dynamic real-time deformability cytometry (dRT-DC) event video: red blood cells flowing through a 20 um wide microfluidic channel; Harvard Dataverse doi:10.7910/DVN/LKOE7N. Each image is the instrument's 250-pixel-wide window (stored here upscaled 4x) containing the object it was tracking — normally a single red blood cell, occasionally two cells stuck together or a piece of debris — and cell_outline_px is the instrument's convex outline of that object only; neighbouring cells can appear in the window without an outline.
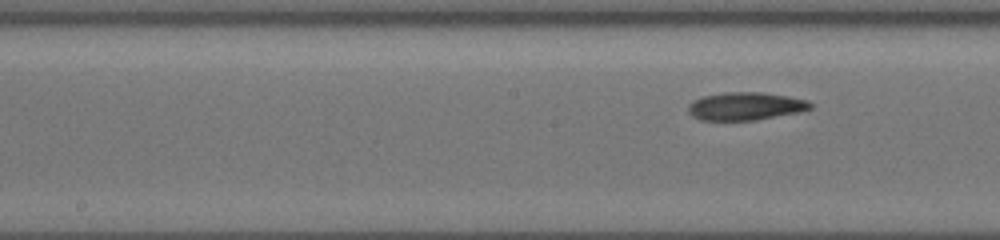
{"species": "common noctule bat (a hibernating species)", "species_latin": "Nyctalus noctula", "temperature_condition": "cold", "stored_images_in_passage": 7, "segment_of_instrument_passage": [2, 2], "camera_frame_rate_fps": 3000, "um_per_image_px": 0.085, "animal": {"sex": "female", "body_mass_g": 19.5, "forearm_length_mm": 54.1}, "frame": {"image": 1, "passage_image": 7, "time_ms": 5.333, "image_size_px": [1000, 240], "cell_outline_px": [[812, 108], [796, 112], [756, 120], [700, 120], [692, 116], [688, 112], [688, 104], [692, 100], [704, 96], [724, 92], [760, 92], [788, 96], [808, 100], [812, 104]], "centroid_in_image_um": [63.32, 9.02], "position_along_channel_um": 184.9, "area_um2": 19.83}}